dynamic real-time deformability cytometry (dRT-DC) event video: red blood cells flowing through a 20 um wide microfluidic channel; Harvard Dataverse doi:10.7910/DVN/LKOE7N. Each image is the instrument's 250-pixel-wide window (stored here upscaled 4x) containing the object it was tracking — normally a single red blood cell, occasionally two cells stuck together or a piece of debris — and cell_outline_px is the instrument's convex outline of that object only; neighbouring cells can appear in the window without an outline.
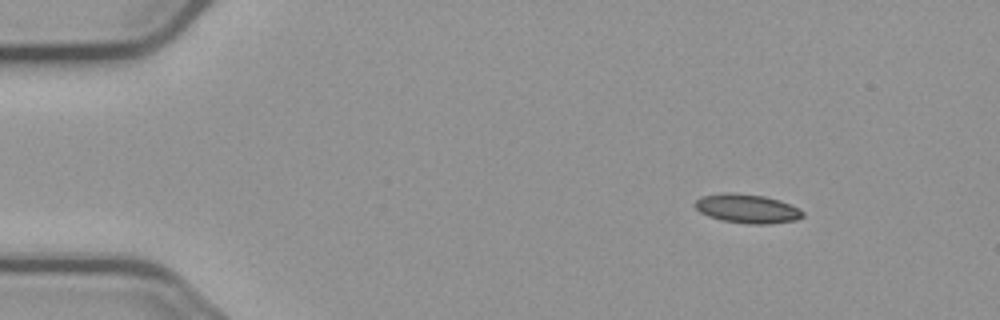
{"species": "common noctule bat (a hibernating species)", "species_latin": "Nyctalus noctula", "temperature_condition": "cold", "stored_images_in_passage": 7, "camera_frame_rate_fps": 3000, "um_per_image_px": 0.085, "animal": {"sex": "male", "body_mass_g": 23.1, "forearm_length_mm": 52.7}, "frame": {"image": 1, "passage_image": 1, "time_ms": 0.0, "image_size_px": [1000, 320], "cell_outline_px": [[804, 216], [796, 220], [768, 224], [748, 224], [720, 220], [708, 216], [700, 212], [692, 204], [700, 196], [720, 192], [736, 192], [764, 196], [780, 200], [804, 212]], "centroid_in_image_um": [63.45, 17.72], "position_along_channel_um": 21.6, "area_um2": 18.44}}
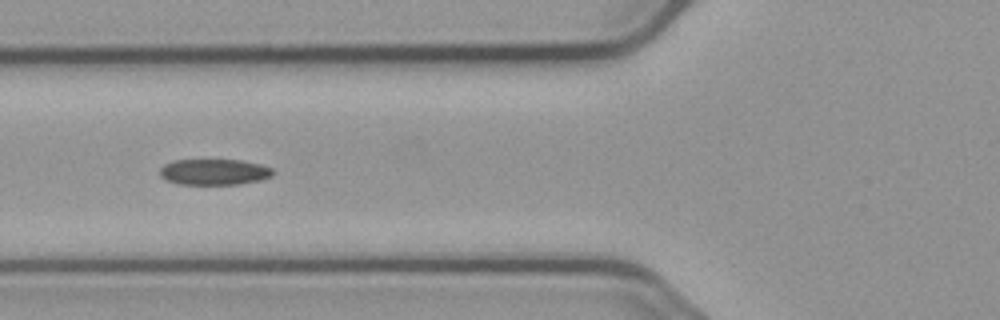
{"frame": {"image": 2, "passage_image": 5, "time_ms": 4.667, "image_size_px": [1000, 320], "cell_outline_px": [[276, 172], [272, 176], [260, 180], [240, 184], [180, 184], [164, 180], [160, 176], [160, 168], [164, 164], [176, 160], [240, 160], [260, 164], [272, 168]], "centroid_in_image_um": [18.21, 14.62], "position_along_channel_um": 107.6, "area_um2": 17.17}}
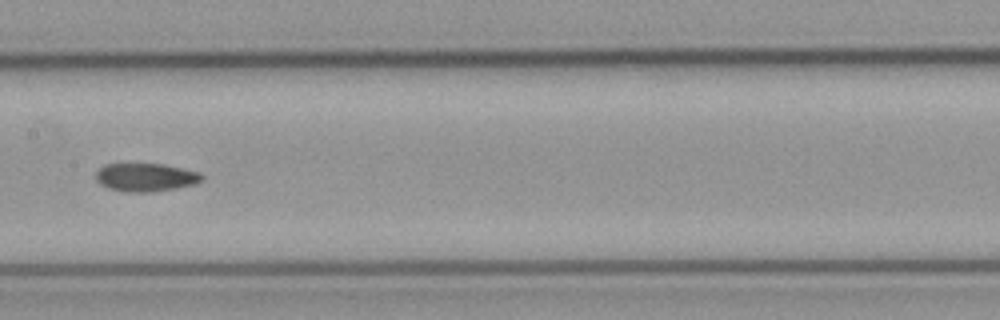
{"frame": {"image": 3, "passage_image": 7, "time_ms": 7.0, "image_size_px": [1000, 320], "cell_outline_px": [[204, 176], [200, 180], [192, 184], [152, 192], [124, 192], [108, 188], [100, 184], [96, 180], [96, 172], [104, 164], [164, 164], [200, 172]], "centroid_in_image_um": [12.34, 15.06], "position_along_channel_um": 195.1, "area_um2": 17.28}}